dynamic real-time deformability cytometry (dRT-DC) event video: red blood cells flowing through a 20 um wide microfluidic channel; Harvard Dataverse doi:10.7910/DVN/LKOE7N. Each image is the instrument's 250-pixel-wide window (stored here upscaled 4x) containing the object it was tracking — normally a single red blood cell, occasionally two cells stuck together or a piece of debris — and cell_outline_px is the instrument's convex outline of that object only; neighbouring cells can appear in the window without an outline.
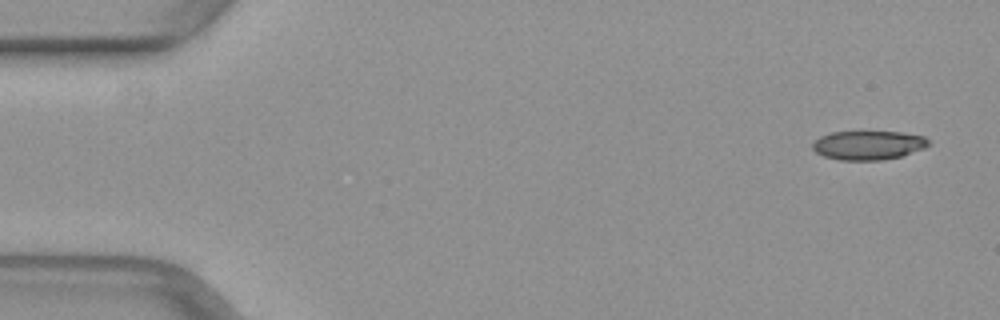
{"species": "common noctule bat (a hibernating species)", "species_latin": "Nyctalus noctula", "temperature_condition": "warm", "stored_images_in_passage": 48, "camera_frame_rate_fps": 3000, "um_per_image_px": 0.085, "animal": {"sex": "female", "body_mass_g": 29.2, "forearm_length_mm": 56.3}, "frame": {"image": 1, "passage_image": 1, "time_ms": 0.0, "image_size_px": [1000, 320], "cell_outline_px": [[928, 144], [924, 148], [900, 156], [884, 160], [840, 160], [824, 156], [816, 152], [812, 148], [812, 144], [820, 136], [832, 132], [900, 132], [924, 136], [928, 140]], "centroid_in_image_um": [73.78, 12.34], "position_along_channel_um": 11.2, "area_um2": 19.42}}
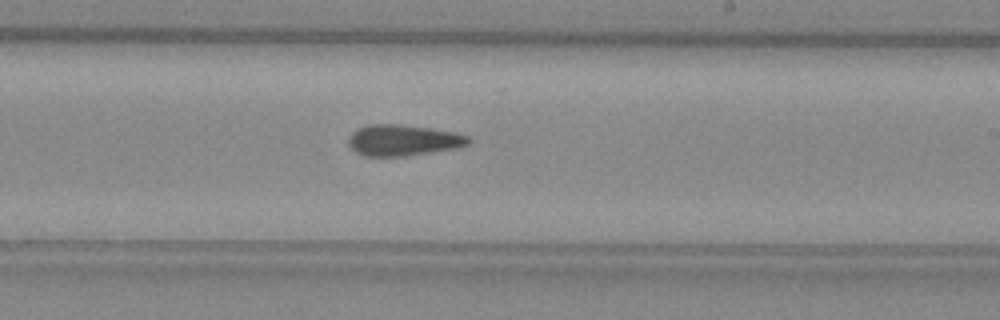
{"frame": {"image": 2, "passage_image": 28, "time_ms": 9.0, "image_size_px": [1000, 320], "cell_outline_px": [[472, 140], [468, 144], [456, 148], [404, 156], [364, 156], [356, 152], [348, 144], [348, 136], [356, 128], [368, 124], [400, 124], [456, 132], [468, 136]], "centroid_in_image_um": [34.23, 11.91], "position_along_channel_um": 254.8, "area_um2": 21.79}}
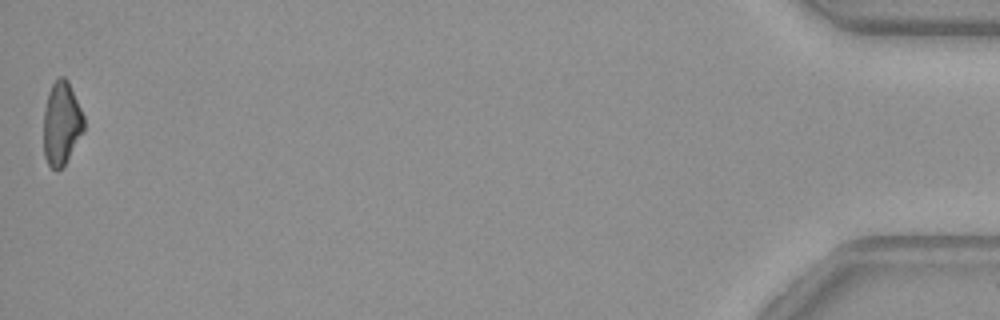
{"frame": {"image": 3, "passage_image": 48, "time_ms": 15.667, "image_size_px": [1000, 320], "cell_outline_px": [[84, 132], [64, 164], [56, 172], [48, 164], [44, 156], [44, 108], [48, 92], [52, 84], [60, 76], [64, 76], [68, 80], [84, 116]], "centroid_in_image_um": [5.23, 10.48], "position_along_channel_um": 430.0, "area_um2": 19.59}}